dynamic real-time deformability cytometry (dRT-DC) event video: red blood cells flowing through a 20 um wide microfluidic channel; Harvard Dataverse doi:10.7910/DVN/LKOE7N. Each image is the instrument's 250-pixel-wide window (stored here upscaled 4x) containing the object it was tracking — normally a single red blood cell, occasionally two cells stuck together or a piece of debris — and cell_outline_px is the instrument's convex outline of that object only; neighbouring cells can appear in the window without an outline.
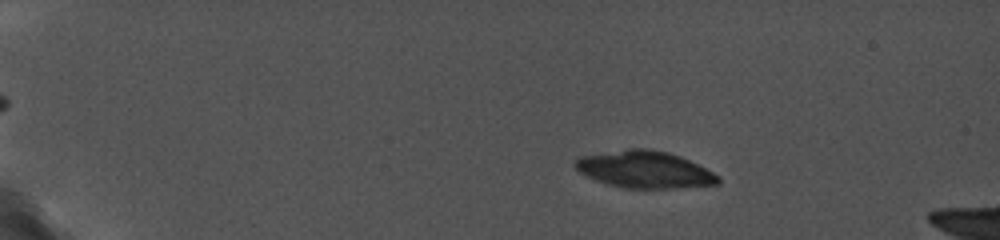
{"species": "common noctule bat (a hibernating species)", "species_latin": "Nyctalus noctula", "temperature_condition": "cold", "stored_images_in_passage": 12, "camera_frame_rate_fps": 5000, "um_per_image_px": 0.085, "animal": {"sex": "female", "body_mass_g": 19.0, "forearm_length_mm": 56.7}, "frame": {"image": 1, "passage_image": 6, "time_ms": 2.8, "image_size_px": [1000, 240], "cell_outline_px": [[720, 184], [676, 188], [624, 188], [608, 184], [596, 180], [580, 172], [572, 164], [580, 156], [628, 148], [648, 148], [668, 152], [680, 156], [720, 176]], "centroid_in_image_um": [54.78, 14.4], "position_along_channel_um": 30.2, "area_um2": 30.75}}